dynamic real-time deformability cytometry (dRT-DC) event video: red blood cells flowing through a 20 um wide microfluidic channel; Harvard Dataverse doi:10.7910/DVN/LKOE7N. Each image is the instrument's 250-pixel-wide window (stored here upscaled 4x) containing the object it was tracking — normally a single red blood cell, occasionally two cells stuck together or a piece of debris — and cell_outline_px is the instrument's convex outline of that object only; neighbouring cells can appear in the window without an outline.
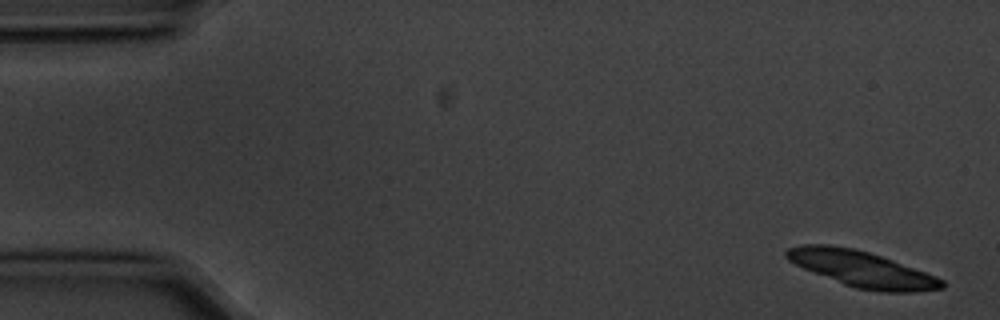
{"species": "common noctule bat (a hibernating species)", "species_latin": "Nyctalus noctula", "temperature_condition": "cold", "stored_images_in_passage": 6, "camera_frame_rate_fps": 3000, "um_per_image_px": 0.085, "animal": {"sex": "male", "body_mass_g": 20.1, "forearm_length_mm": 53.5}, "frame": {"image": 1, "passage_image": 1, "time_ms": 0.0, "image_size_px": [1000, 320], "cell_outline_px": [[944, 288], [916, 292], [880, 292], [856, 288], [844, 284], [804, 268], [788, 260], [784, 256], [784, 252], [788, 248], [804, 244], [828, 244], [852, 248], [868, 252], [892, 260], [936, 276], [944, 280]], "centroid_in_image_um": [73.26, 22.87], "position_along_channel_um": 11.7, "area_um2": 32.25}}